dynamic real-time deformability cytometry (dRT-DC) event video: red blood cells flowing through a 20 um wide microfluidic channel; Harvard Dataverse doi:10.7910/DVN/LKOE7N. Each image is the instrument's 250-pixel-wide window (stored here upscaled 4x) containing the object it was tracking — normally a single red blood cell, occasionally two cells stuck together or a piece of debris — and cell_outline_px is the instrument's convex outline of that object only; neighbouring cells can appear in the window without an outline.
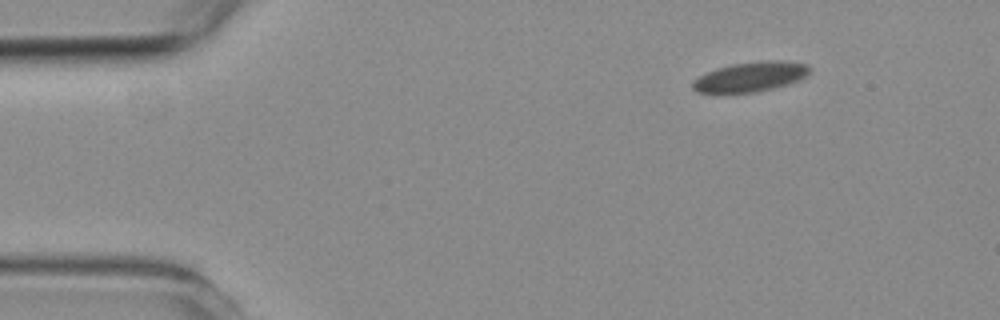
{"species": "common noctule bat (a hibernating species)", "species_latin": "Nyctalus noctula", "temperature_condition": "room temperature", "stored_images_in_passage": 8, "camera_frame_rate_fps": 3000, "um_per_image_px": 0.085, "animal": {"sex": "female", "body_mass_g": 19.3, "forearm_length_mm": 54.1}, "frame": {"image": 1, "passage_image": 1, "time_ms": 0.0, "image_size_px": [1000, 320], "cell_outline_px": [[812, 68], [808, 76], [772, 88], [756, 92], [696, 92], [692, 88], [692, 80], [708, 72], [732, 64], [764, 60], [780, 60], [808, 64]], "centroid_in_image_um": [63.83, 6.51], "position_along_channel_um": 21.2, "area_um2": 20.0}}
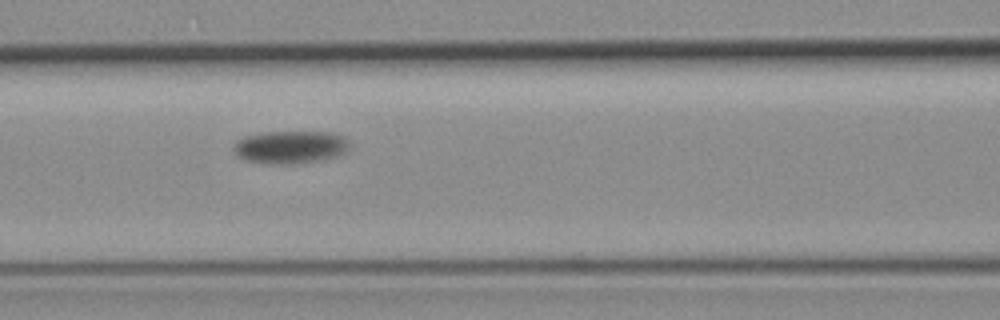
{"frame": {"image": 2, "passage_image": 6, "time_ms": 5.667, "image_size_px": [1000, 320], "cell_outline_px": [[348, 148], [344, 152], [336, 156], [320, 160], [292, 164], [272, 164], [248, 160], [240, 156], [232, 148], [236, 140], [244, 136], [264, 132], [332, 132], [344, 136], [348, 140]], "centroid_in_image_um": [24.68, 12.49], "position_along_channel_um": 141.9, "area_um2": 22.02}}
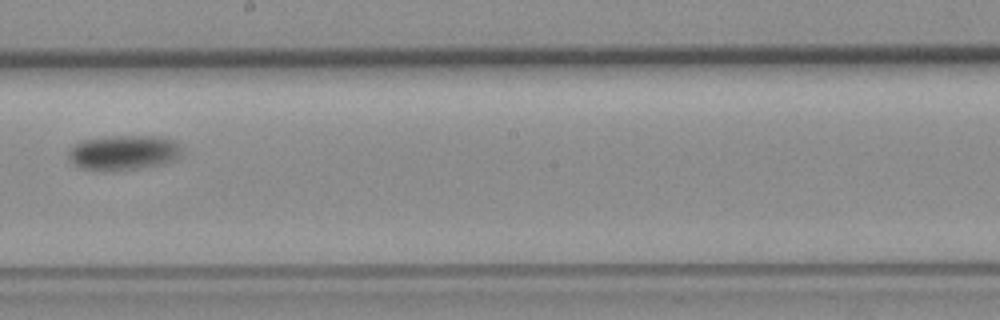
{"frame": {"image": 3, "passage_image": 8, "time_ms": 8.333, "image_size_px": [1000, 320], "cell_outline_px": [[180, 156], [176, 160], [164, 164], [112, 172], [104, 172], [80, 168], [72, 164], [68, 160], [68, 152], [76, 144], [84, 140], [112, 136], [160, 136], [176, 140], [180, 148]], "centroid_in_image_um": [10.5, 12.99], "position_along_channel_um": 237.7, "area_um2": 23.47}}